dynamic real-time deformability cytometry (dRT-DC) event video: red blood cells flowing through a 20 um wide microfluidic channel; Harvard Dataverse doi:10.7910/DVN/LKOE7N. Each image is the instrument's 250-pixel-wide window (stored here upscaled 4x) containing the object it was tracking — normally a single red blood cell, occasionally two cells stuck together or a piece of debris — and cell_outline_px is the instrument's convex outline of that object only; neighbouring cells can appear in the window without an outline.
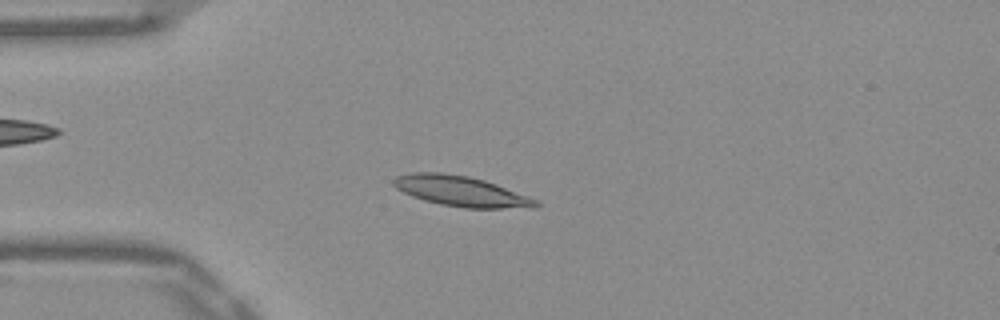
{"species": "Egyptian fruit bat (a non-hibernating species)", "species_latin": "Rousettus aegyptiacus", "temperature_condition": "warm", "stored_images_in_passage": 52, "camera_frame_rate_fps": 3000, "um_per_image_px": 0.085, "frame": {"image": 1, "passage_image": 13, "time_ms": 4.0, "image_size_px": [1000, 320], "cell_outline_px": [[540, 204], [536, 208], [464, 208], [440, 204], [424, 200], [412, 196], [396, 188], [392, 184], [392, 180], [396, 176], [412, 172], [440, 172], [468, 176], [484, 180], [496, 184], [528, 196], [536, 200]], "centroid_in_image_um": [39.17, 16.25], "position_along_channel_um": 45.8, "area_um2": 25.14}}
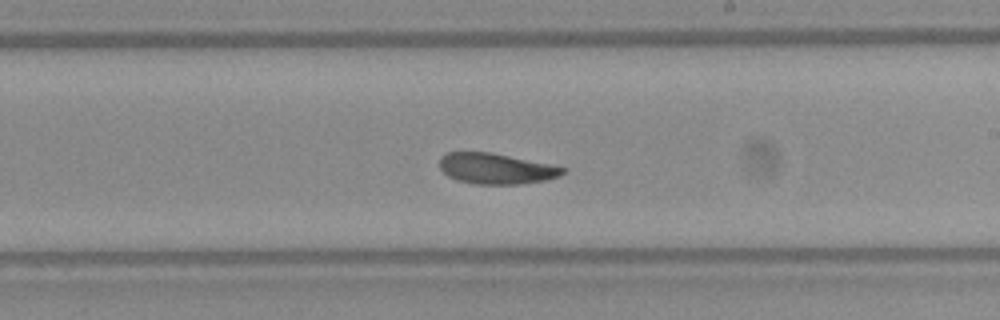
{"frame": {"image": 2, "passage_image": 30, "time_ms": 9.667, "image_size_px": [1000, 320], "cell_outline_px": [[568, 168], [560, 176], [544, 180], [520, 184], [472, 184], [456, 180], [448, 176], [440, 168], [440, 156], [448, 152], [492, 152], [552, 164]], "centroid_in_image_um": [42.18, 14.33], "position_along_channel_um": 246.8, "area_um2": 22.25}}
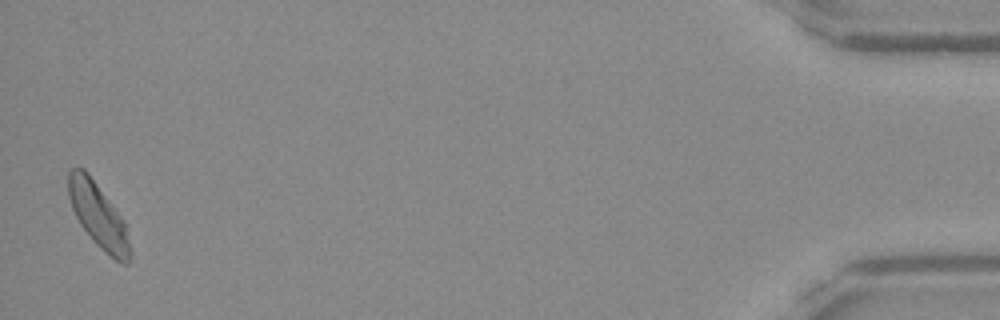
{"frame": {"image": 3, "passage_image": 51, "time_ms": 16.667, "image_size_px": [1000, 320], "cell_outline_px": [[132, 252], [128, 264], [124, 264], [116, 260], [100, 248], [96, 244], [80, 224], [72, 208], [68, 196], [68, 172], [72, 168], [84, 168], [88, 172], [124, 220]], "centroid_in_image_um": [8.36, 18.32], "position_along_channel_um": 426.8, "area_um2": 23.06}, "authors_computed_cell_mechanics": {"area_um2": 23.12, "velocity_mm_per_s": 3.8589, "shape_relaxation_time_tau1_ms": 6.2993, "shape_relaxation_time_tau2_ms": 3.6447, "deformation_change_tau1": 0.1594, "deformation_change_tau2": 0.0965}}